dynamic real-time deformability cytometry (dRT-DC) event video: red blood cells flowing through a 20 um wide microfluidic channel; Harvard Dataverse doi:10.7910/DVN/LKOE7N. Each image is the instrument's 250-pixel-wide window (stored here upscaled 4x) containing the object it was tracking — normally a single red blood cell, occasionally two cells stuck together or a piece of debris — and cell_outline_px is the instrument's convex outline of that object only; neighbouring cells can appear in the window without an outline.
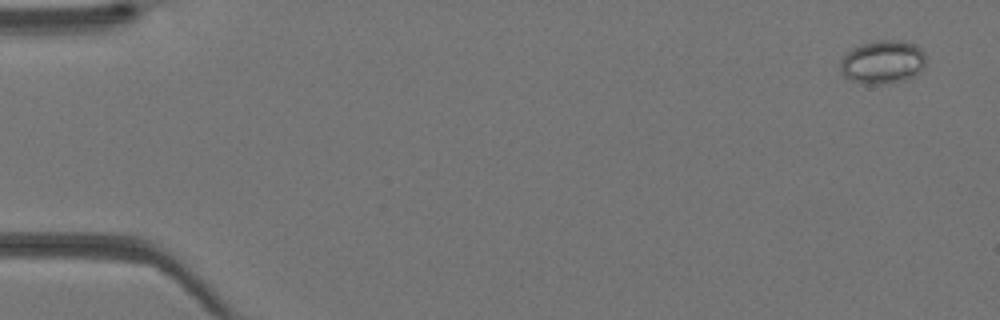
{"species": "Egyptian fruit bat (a non-hibernating species)", "species_latin": "Rousettus aegyptiacus", "temperature_condition": "warm", "stored_images_in_passage": 42, "camera_frame_rate_fps": 3000, "um_per_image_px": 0.085, "animal": {"sex": "female"}, "frame": {"image": 1, "passage_image": 2, "time_ms": 0.333, "image_size_px": [1000, 320], "cell_outline_px": [[924, 68], [920, 72], [908, 80], [852, 80], [844, 76], [840, 72], [840, 60], [852, 48], [860, 44], [876, 40], [900, 40], [916, 44], [924, 52]], "centroid_in_image_um": [75.06, 5.19], "position_along_channel_um": 9.9, "area_um2": 20.87}}
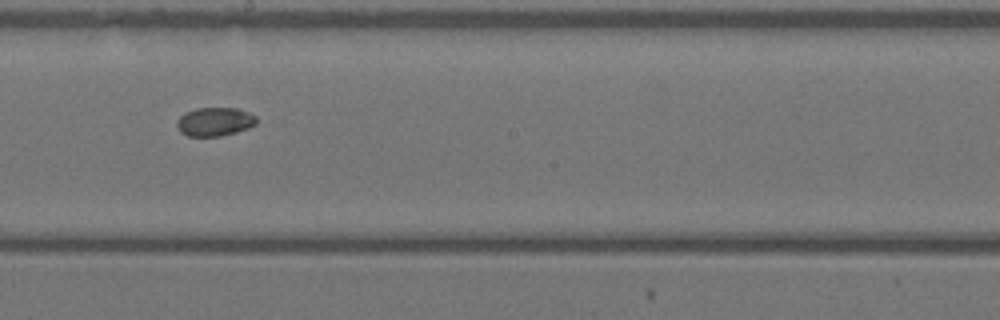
{"frame": {"image": 2, "passage_image": 24, "time_ms": 7.667, "image_size_px": [1000, 320], "cell_outline_px": [[256, 124], [248, 128], [236, 132], [220, 136], [188, 136], [180, 132], [176, 124], [176, 120], [184, 112], [196, 108], [236, 108], [248, 112], [256, 116]], "centroid_in_image_um": [18.23, 10.34], "position_along_channel_um": 230.0, "area_um2": 13.35}}
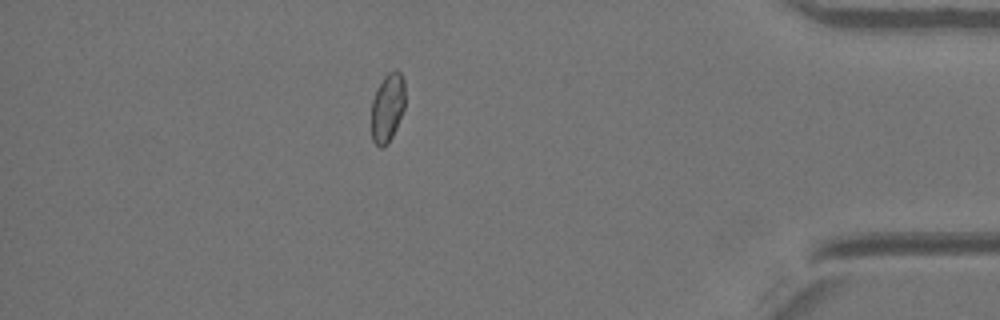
{"frame": {"image": 3, "passage_image": 37, "time_ms": 12.0, "image_size_px": [1000, 320], "cell_outline_px": [[404, 108], [396, 128], [388, 144], [384, 148], [380, 148], [372, 140], [372, 100], [376, 88], [384, 76], [388, 72], [396, 68], [400, 72], [404, 80]], "centroid_in_image_um": [32.93, 9.13], "position_along_channel_um": 402.3, "area_um2": 13.64}}